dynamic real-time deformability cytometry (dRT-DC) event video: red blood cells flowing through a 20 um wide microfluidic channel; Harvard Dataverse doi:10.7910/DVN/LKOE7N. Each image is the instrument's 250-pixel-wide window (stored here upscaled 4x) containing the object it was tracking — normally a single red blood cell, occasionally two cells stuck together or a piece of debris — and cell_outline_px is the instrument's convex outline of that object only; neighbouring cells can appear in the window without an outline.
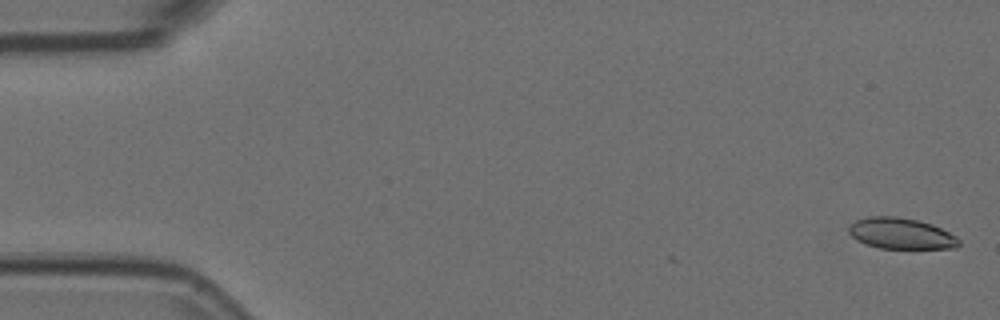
{"species": "Egyptian fruit bat (a non-hibernating species)", "species_latin": "Rousettus aegyptiacus", "temperature_condition": "room temperature", "stored_images_in_passage": 5, "camera_frame_rate_fps": 3000, "um_per_image_px": 0.085, "animal": {"sex": "female"}, "frame": {"image": 1, "passage_image": 1, "time_ms": 0.0, "image_size_px": [1000, 320], "cell_outline_px": [[960, 244], [956, 248], [880, 248], [864, 244], [856, 240], [848, 232], [848, 228], [856, 220], [868, 216], [896, 216], [920, 220], [932, 224], [956, 236], [960, 240]], "centroid_in_image_um": [76.58, 19.84], "position_along_channel_um": 8.4, "area_um2": 20.0}}
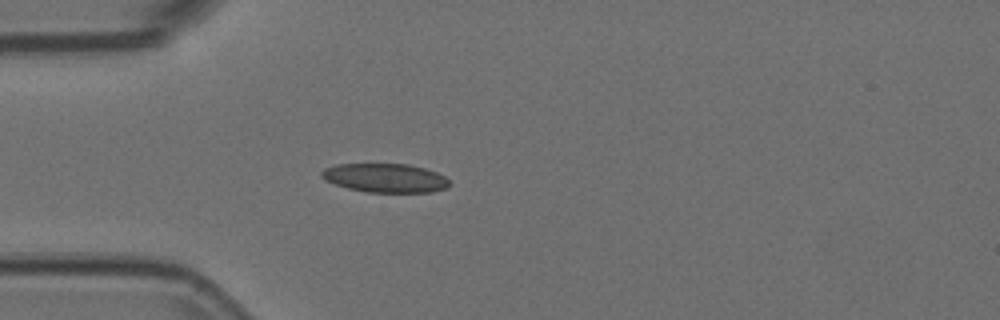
{"frame": {"image": 2, "passage_image": 5, "time_ms": 1.333, "image_size_px": [1000, 320], "cell_outline_px": [[452, 184], [448, 188], [432, 192], [368, 192], [348, 188], [324, 180], [320, 176], [320, 172], [324, 168], [336, 164], [408, 164], [424, 168], [436, 172], [444, 176]], "centroid_in_image_um": [32.75, 15.12], "position_along_channel_um": 52.3, "area_um2": 21.62}}